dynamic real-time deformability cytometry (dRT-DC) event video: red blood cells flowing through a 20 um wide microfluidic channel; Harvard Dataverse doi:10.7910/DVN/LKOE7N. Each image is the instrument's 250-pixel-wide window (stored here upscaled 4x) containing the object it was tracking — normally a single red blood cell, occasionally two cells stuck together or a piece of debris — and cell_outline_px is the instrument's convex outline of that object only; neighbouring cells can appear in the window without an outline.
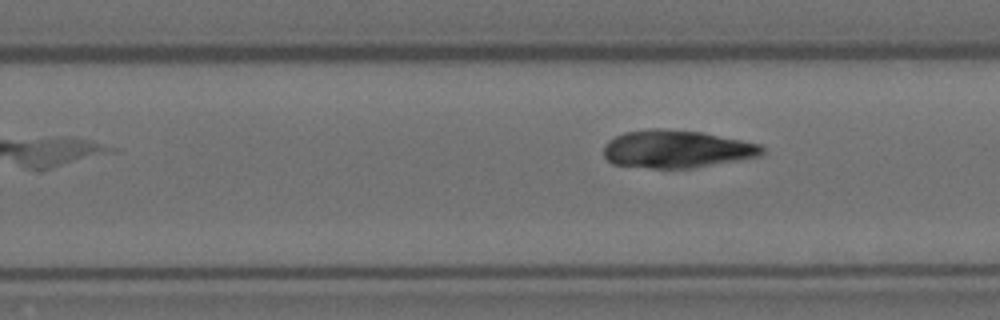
{"species": "Egyptian fruit bat (a non-hibernating species)", "species_latin": "Rousettus aegyptiacus", "temperature_condition": "room temperature", "stored_images_in_passage": 11, "camera_frame_rate_fps": 3000, "um_per_image_px": 0.085, "animal": {"sex": "female"}, "frame": {"image": 1, "passage_image": 11, "time_ms": 3.333, "image_size_px": [1000, 320], "cell_outline_px": [[764, 152], [760, 156], [692, 168], [652, 168], [612, 164], [604, 156], [604, 144], [608, 140], [624, 132], [652, 128], [660, 128], [700, 132], [760, 144], [764, 148]], "centroid_in_image_um": [57.48, 12.67], "position_along_channel_um": 272.3, "area_um2": 34.68}}